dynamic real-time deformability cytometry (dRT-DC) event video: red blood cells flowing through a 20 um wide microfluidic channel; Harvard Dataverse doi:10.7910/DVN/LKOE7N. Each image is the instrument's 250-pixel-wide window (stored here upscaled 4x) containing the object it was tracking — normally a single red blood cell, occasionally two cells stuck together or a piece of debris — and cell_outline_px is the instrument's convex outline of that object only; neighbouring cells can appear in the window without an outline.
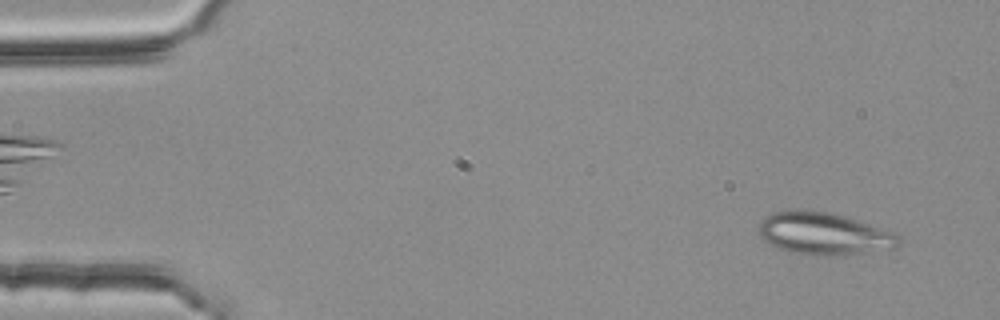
{"species": "common noctule bat (a hibernating species)", "species_latin": "Nyctalus noctula", "temperature_condition": "room temperature", "stored_images_in_passage": 52, "segment_of_instrument_passage": [1, 2], "camera_frame_rate_fps": 3000, "um_per_image_px": 0.085, "animal": {"sex": "female", "body_mass_g": 25.1}, "frame": {"image": 1, "passage_image": 3, "time_ms": 0.667, "image_size_px": [1000, 320], "cell_outline_px": [[904, 240], [896, 248], [844, 256], [824, 256], [788, 252], [776, 248], [768, 244], [760, 236], [760, 224], [772, 212], [800, 208], [828, 212], [844, 216], [892, 232], [900, 236]], "centroid_in_image_um": [70.05, 19.88], "position_along_channel_um": 14.9, "area_um2": 34.91}}